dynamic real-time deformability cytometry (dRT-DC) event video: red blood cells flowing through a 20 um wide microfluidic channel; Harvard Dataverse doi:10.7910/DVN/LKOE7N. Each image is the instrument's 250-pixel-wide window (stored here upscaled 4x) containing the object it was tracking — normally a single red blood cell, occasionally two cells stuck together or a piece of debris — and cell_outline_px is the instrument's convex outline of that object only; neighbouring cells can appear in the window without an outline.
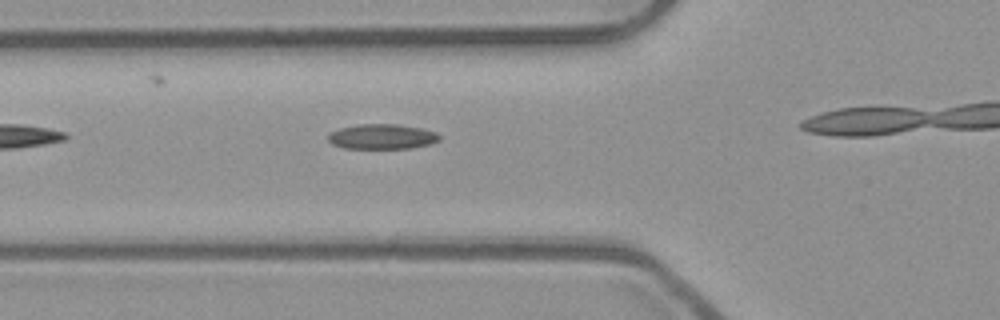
{"species": "common noctule bat (a hibernating species)", "species_latin": "Nyctalus noctula", "temperature_condition": "room temperature", "stored_images_in_passage": 7, "camera_frame_rate_fps": 3000, "um_per_image_px": 0.085, "animal": {"sex": "male", "body_mass_g": 23.1, "forearm_length_mm": 52.7}, "frame": {"image": 1, "passage_image": 4, "time_ms": 1.0, "image_size_px": [1000, 320], "cell_outline_px": [[440, 140], [428, 144], [412, 148], [344, 148], [332, 144], [328, 140], [328, 136], [332, 132], [340, 128], [360, 124], [396, 124], [420, 128], [436, 132], [440, 136]], "centroid_in_image_um": [32.48, 11.61], "position_along_channel_um": 93.3, "area_um2": 16.07}}